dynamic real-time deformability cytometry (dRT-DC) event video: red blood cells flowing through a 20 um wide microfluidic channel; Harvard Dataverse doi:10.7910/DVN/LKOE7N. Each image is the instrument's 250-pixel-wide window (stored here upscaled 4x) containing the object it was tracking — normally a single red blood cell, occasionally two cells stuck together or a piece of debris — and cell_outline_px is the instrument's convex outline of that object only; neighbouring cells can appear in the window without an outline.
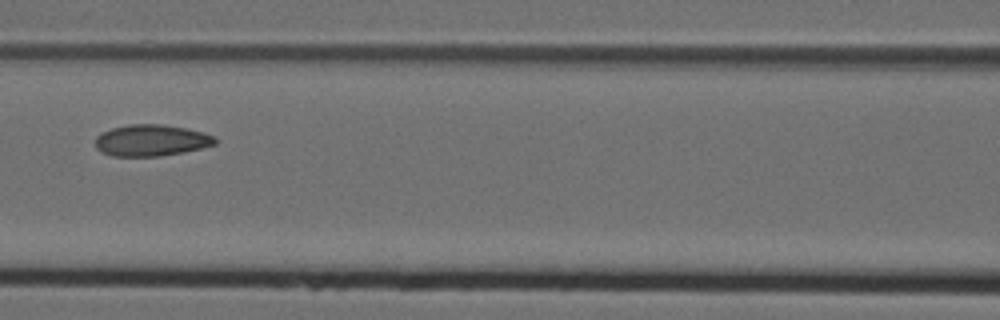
{"species": "Egyptian fruit bat (a non-hibernating species)", "species_latin": "Rousettus aegyptiacus", "temperature_condition": "cold", "stored_images_in_passage": 9, "camera_frame_rate_fps": 3000, "um_per_image_px": 0.085, "animal": {"sex": "female"}, "frame": {"image": 1, "passage_image": 6, "time_ms": 1.667, "image_size_px": [1000, 320], "cell_outline_px": [[216, 144], [184, 152], [160, 156], [112, 156], [100, 152], [96, 148], [96, 136], [100, 132], [112, 128], [128, 124], [164, 124], [204, 132], [216, 136]], "centroid_in_image_um": [12.84, 11.93], "position_along_channel_um": 153.8, "area_um2": 22.14}}
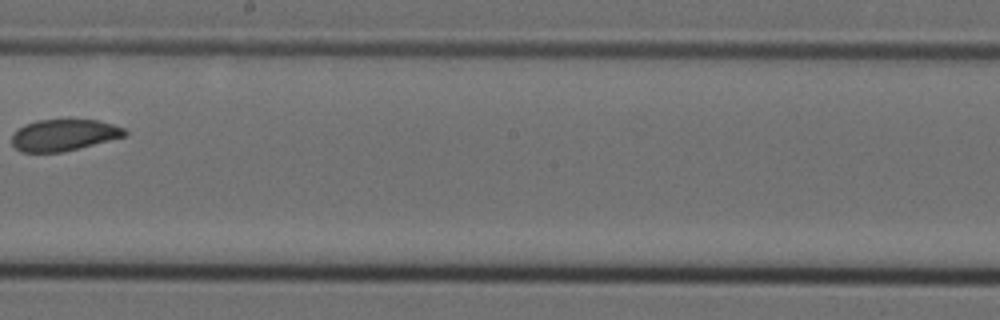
{"frame": {"image": 2, "passage_image": 8, "time_ms": 2.333, "image_size_px": [1000, 320], "cell_outline_px": [[128, 132], [124, 136], [64, 152], [20, 152], [12, 144], [12, 136], [24, 124], [36, 120], [100, 120], [124, 128]], "centroid_in_image_um": [5.42, 11.48], "position_along_channel_um": 242.8, "area_um2": 20.58}}
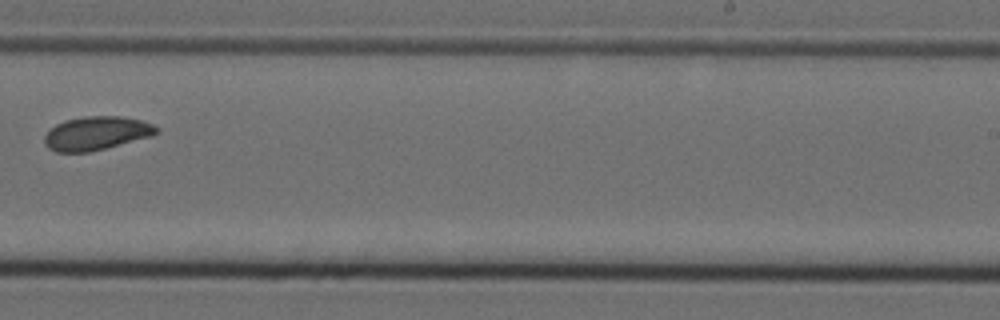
{"frame": {"image": 3, "passage_image": 9, "time_ms": 2.667, "image_size_px": [1000, 320], "cell_outline_px": [[160, 132], [152, 136], [88, 152], [56, 152], [48, 148], [44, 144], [44, 136], [56, 124], [64, 120], [84, 116], [120, 116], [140, 120], [152, 124], [160, 128]], "centroid_in_image_um": [8.19, 11.32], "position_along_channel_um": 280.8, "area_um2": 21.91}}